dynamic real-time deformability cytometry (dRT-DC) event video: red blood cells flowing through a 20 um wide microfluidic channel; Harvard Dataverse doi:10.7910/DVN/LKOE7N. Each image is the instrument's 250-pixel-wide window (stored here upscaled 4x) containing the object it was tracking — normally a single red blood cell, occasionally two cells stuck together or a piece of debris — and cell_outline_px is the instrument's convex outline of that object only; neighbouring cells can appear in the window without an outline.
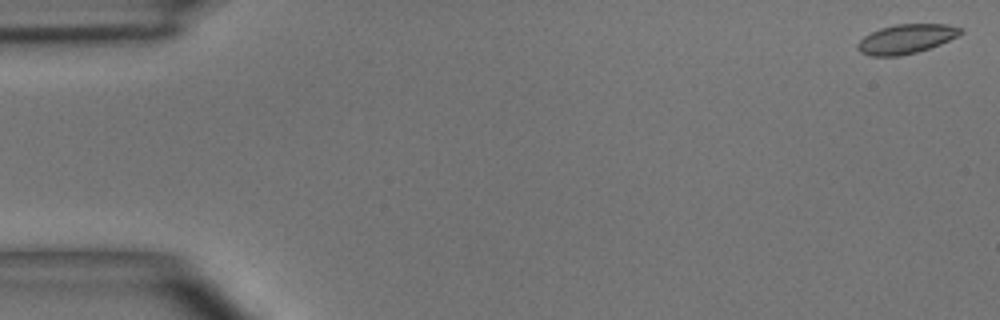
{"species": "common noctule bat (a hibernating species)", "species_latin": "Nyctalus noctula", "temperature_condition": "room temperature", "stored_images_in_passage": 5, "camera_frame_rate_fps": 3000, "um_per_image_px": 0.085, "animal": {"sex": "male", "body_mass_g": 15.6}, "frame": {"image": 1, "passage_image": 1, "time_ms": 0.0, "image_size_px": [1000, 320], "cell_outline_px": [[964, 32], [940, 44], [916, 52], [900, 56], [872, 56], [860, 52], [856, 48], [856, 44], [864, 36], [880, 28], [896, 24], [944, 24], [960, 28]], "centroid_in_image_um": [76.97, 3.31], "position_along_channel_um": 8.0, "area_um2": 17.4}}
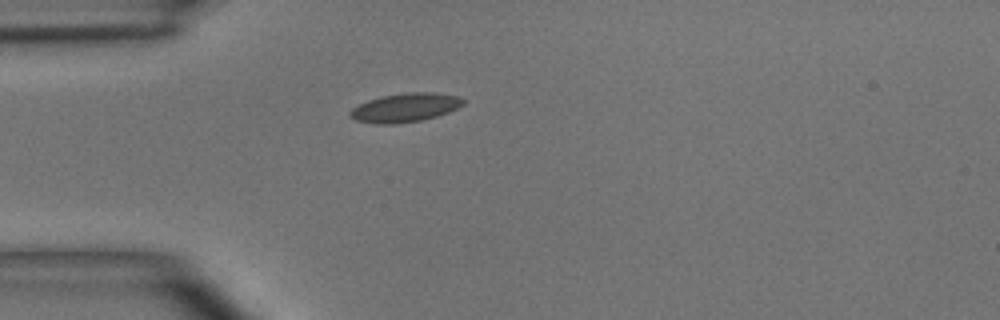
{"frame": {"image": 2, "passage_image": 5, "time_ms": 4.333, "image_size_px": [1000, 320], "cell_outline_px": [[464, 104], [448, 112], [436, 116], [420, 120], [396, 124], [376, 124], [356, 120], [348, 116], [348, 112], [352, 108], [368, 100], [380, 96], [404, 92], [432, 92], [460, 96], [464, 100]], "centroid_in_image_um": [34.41, 9.14], "position_along_channel_um": 50.6, "area_um2": 19.07}}